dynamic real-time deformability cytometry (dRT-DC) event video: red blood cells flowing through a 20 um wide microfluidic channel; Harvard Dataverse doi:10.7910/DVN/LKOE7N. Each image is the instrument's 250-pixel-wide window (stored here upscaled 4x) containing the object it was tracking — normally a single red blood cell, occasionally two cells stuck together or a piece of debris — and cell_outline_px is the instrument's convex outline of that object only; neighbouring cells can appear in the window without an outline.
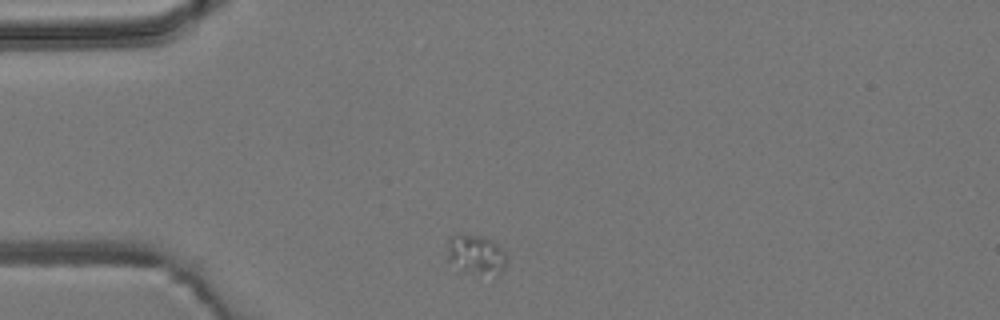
{"species": "common noctule bat (a hibernating species)", "species_latin": "Nyctalus noctula", "temperature_condition": "room temperature", "stored_images_in_passage": 7, "camera_frame_rate_fps": 3000, "um_per_image_px": 0.085, "animal": {"sex": "male", "body_mass_g": 19.2, "forearm_length_mm": 51.8}, "frame": {"image": 1, "passage_image": 1, "time_ms": 0.0, "image_size_px": [1000, 320], "cell_outline_px": [[504, 272], [496, 276], [460, 272], [448, 260], [448, 236], [456, 232], [480, 236], [492, 240], [504, 252]], "centroid_in_image_um": [40.4, 21.65], "position_along_channel_um": 44.6, "area_um2": 14.1}}